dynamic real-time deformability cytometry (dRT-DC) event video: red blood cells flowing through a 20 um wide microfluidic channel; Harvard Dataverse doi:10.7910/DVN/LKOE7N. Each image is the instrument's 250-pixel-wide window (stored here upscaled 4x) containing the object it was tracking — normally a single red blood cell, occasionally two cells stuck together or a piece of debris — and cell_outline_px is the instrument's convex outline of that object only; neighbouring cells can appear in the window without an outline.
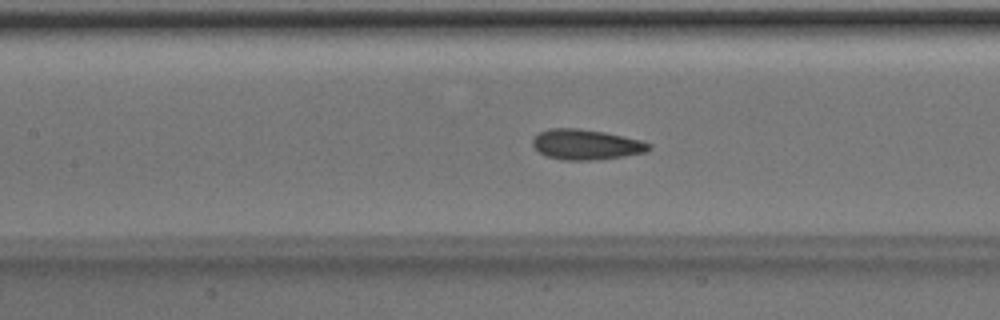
{"species": "Egyptian fruit bat (a non-hibernating species)", "species_latin": "Rousettus aegyptiacus", "temperature_condition": "room temperature", "stored_images_in_passage": 37, "camera_frame_rate_fps": 3000, "um_per_image_px": 0.085, "animal": {"sex": "male"}, "frame": {"image": 1, "passage_image": 16, "time_ms": 5.0, "image_size_px": [1000, 320], "cell_outline_px": [[652, 148], [648, 152], [624, 156], [592, 160], [564, 160], [548, 156], [540, 152], [532, 144], [532, 140], [540, 132], [552, 128], [576, 128], [604, 132], [624, 136], [640, 140], [652, 144]], "centroid_in_image_um": [49.87, 12.28], "position_along_channel_um": 157.5, "area_um2": 20.4}}
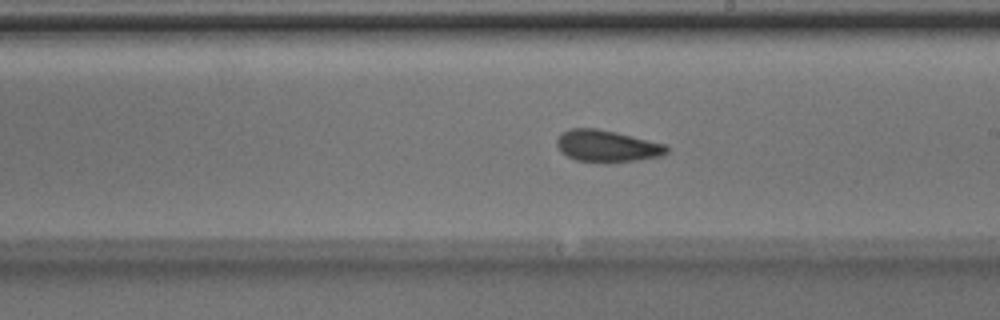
{"frame": {"image": 2, "passage_image": 22, "time_ms": 7.0, "image_size_px": [1000, 320], "cell_outline_px": [[668, 152], [664, 156], [608, 164], [604, 164], [576, 160], [560, 152], [556, 144], [556, 140], [560, 132], [568, 128], [596, 128], [616, 132], [668, 144]], "centroid_in_image_um": [51.6, 12.43], "position_along_channel_um": 237.4, "area_um2": 21.04}}
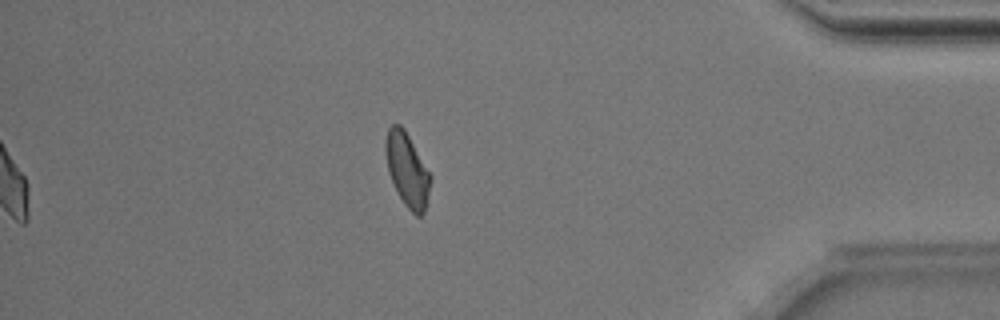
{"frame": {"image": 3, "passage_image": 37, "time_ms": 12.0, "image_size_px": [1000, 320], "cell_outline_px": [[432, 180], [424, 212], [420, 216], [416, 216], [404, 204], [388, 172], [384, 148], [384, 140], [388, 128], [392, 124], [400, 124], [404, 128], [432, 176]], "centroid_in_image_um": [34.6, 14.4], "position_along_channel_um": 400.6, "area_um2": 19.25}, "authors_computed_cell_mechanics": {"area_um2": 20.4034, "velocity_mm_per_s": 4.01, "shape_relaxation_time_tau1_ms": 4.7314, "shape_relaxation_time_tau2_ms": 1.283, "deformation_change_tau1": 0.1135, "deformation_change_tau2": 0.0745}}